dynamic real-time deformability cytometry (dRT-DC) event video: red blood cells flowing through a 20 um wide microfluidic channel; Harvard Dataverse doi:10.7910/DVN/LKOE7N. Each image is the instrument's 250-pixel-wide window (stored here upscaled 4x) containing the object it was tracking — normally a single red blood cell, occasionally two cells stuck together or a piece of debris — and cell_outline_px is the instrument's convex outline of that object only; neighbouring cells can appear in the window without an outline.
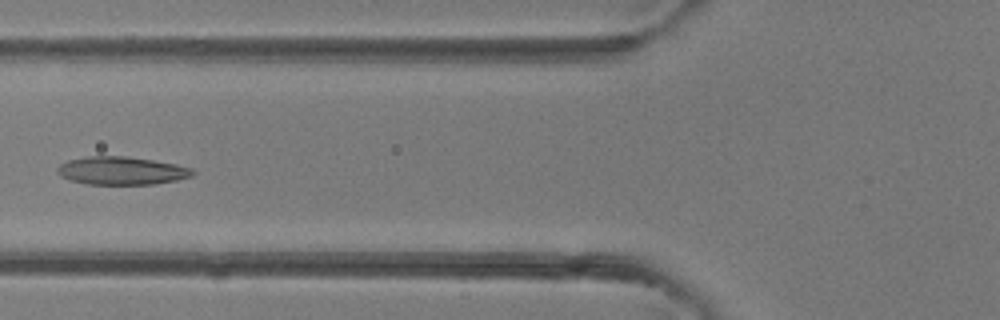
{"species": "common noctule bat (a hibernating species)", "species_latin": "Nyctalus noctula", "temperature_condition": "room temperature", "stored_images_in_passage": 5, "camera_frame_rate_fps": 3000, "um_per_image_px": 0.085, "animal": {"sex": "female"}, "frame": {"image": 1, "passage_image": 5, "time_ms": 4.333, "image_size_px": [1000, 320], "cell_outline_px": [[196, 172], [192, 176], [176, 180], [152, 184], [88, 184], [68, 180], [60, 176], [56, 172], [56, 168], [60, 164], [68, 160], [88, 156], [124, 156], [152, 160], [176, 164], [192, 168]], "centroid_in_image_um": [10.3, 14.51], "position_along_channel_um": 115.5, "area_um2": 22.14}}